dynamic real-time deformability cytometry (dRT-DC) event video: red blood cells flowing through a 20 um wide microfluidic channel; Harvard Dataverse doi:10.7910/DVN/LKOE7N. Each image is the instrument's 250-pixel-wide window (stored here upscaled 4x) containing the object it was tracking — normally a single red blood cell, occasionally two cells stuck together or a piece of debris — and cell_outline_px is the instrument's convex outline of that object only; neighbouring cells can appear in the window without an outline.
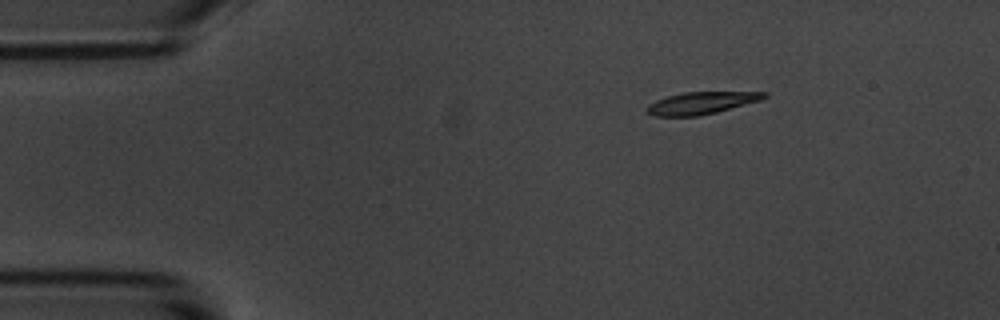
{"species": "common noctule bat (a hibernating species)", "species_latin": "Nyctalus noctula", "temperature_condition": "room temperature", "stored_images_in_passage": 3, "camera_frame_rate_fps": 3000, "um_per_image_px": 0.085, "animal": {"sex": "male", "body_mass_g": 20.1, "forearm_length_mm": 53.5}, "frame": {"image": 1, "passage_image": 1, "time_ms": 0.0, "image_size_px": [1000, 320], "cell_outline_px": [[768, 96], [760, 100], [716, 112], [700, 116], [652, 116], [644, 108], [648, 104], [656, 100], [668, 96], [684, 92], [768, 92]], "centroid_in_image_um": [59.58, 8.76], "position_along_channel_um": 25.4, "area_um2": 15.09}}